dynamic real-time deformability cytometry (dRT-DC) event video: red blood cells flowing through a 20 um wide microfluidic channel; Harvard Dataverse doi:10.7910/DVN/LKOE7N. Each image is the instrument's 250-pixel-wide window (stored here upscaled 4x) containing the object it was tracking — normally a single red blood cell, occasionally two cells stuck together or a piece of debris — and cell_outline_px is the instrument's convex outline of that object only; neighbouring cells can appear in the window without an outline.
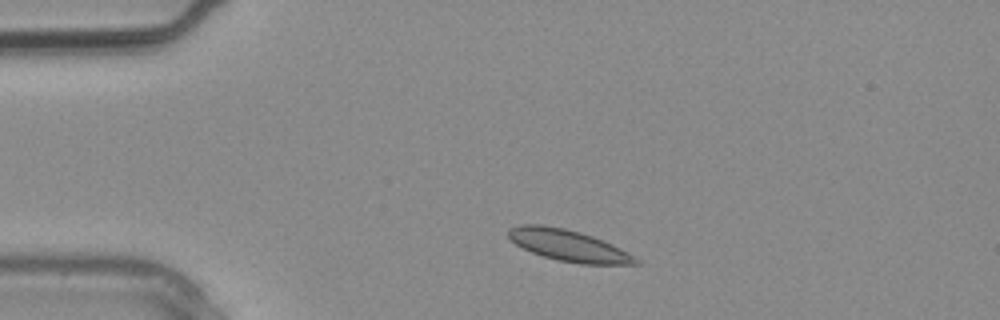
{"species": "common noctule bat (a hibernating species)", "species_latin": "Nyctalus noctula", "temperature_condition": "warm", "stored_images_in_passage": 2, "camera_frame_rate_fps": 3000, "um_per_image_px": 0.085, "animal": {"sex": "male", "body_mass_g": 20.4}, "frame": {"image": 1, "passage_image": 1, "time_ms": 0.0, "image_size_px": [1000, 320], "cell_outline_px": [[640, 264], [580, 264], [556, 260], [532, 252], [516, 244], [508, 236], [508, 228], [520, 224], [540, 224], [564, 228], [580, 232], [592, 236], [612, 244], [620, 248], [640, 260]], "centroid_in_image_um": [48.31, 20.86], "position_along_channel_um": 36.7, "area_um2": 23.18}}